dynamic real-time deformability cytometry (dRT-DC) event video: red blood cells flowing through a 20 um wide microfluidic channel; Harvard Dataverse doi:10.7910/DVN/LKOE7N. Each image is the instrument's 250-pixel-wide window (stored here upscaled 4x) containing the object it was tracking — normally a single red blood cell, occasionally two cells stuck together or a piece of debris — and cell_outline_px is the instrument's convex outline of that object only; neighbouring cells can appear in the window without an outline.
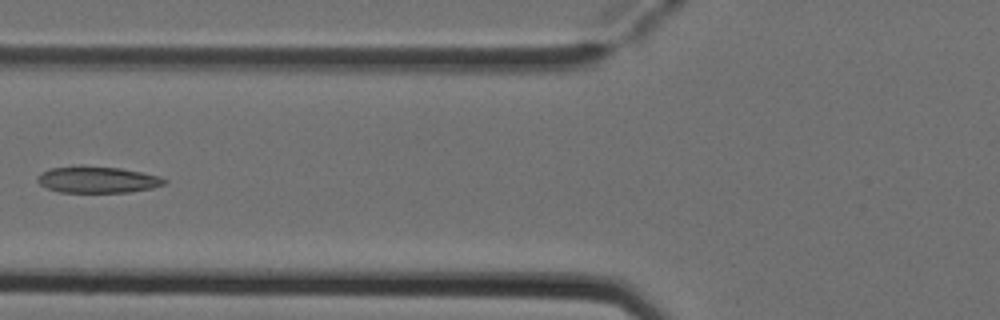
{"species": "Egyptian fruit bat (a non-hibernating species)", "species_latin": "Rousettus aegyptiacus", "temperature_condition": "cold", "stored_images_in_passage": 6, "camera_frame_rate_fps": 3000, "um_per_image_px": 0.085, "animal": {"sex": "female"}, "frame": {"image": 1, "passage_image": 5, "time_ms": 1.333, "image_size_px": [1000, 320], "cell_outline_px": [[168, 180], [164, 184], [152, 188], [128, 192], [60, 192], [48, 188], [40, 184], [36, 180], [44, 172], [52, 168], [80, 164], [120, 168], [160, 176]], "centroid_in_image_um": [8.3, 15.25], "position_along_channel_um": 117.5, "area_um2": 19.59}}
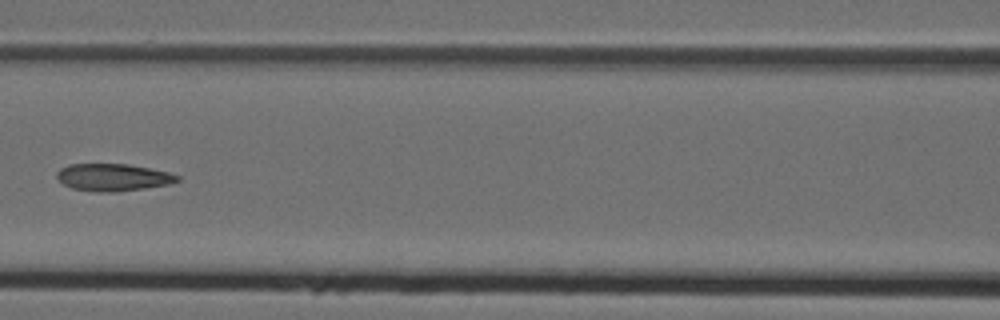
{"frame": {"image": 2, "passage_image": 6, "time_ms": 1.667, "image_size_px": [1000, 320], "cell_outline_px": [[180, 180], [172, 184], [116, 192], [96, 192], [72, 188], [64, 184], [56, 176], [56, 172], [60, 168], [68, 164], [128, 164], [168, 172], [180, 176]], "centroid_in_image_um": [9.61, 15.07], "position_along_channel_um": 157.0, "area_um2": 19.19}}